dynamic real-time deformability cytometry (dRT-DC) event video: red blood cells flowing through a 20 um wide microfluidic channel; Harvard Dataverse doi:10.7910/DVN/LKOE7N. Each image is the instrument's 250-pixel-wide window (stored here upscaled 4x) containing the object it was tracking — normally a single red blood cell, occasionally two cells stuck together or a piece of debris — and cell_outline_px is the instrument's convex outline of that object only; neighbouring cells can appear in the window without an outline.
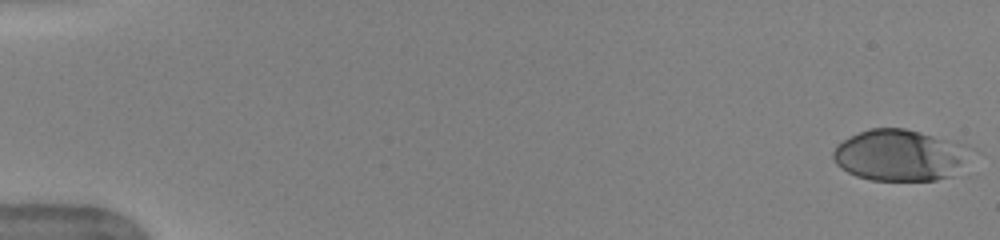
{"species": "human", "species_latin": "Homo sapiens", "temperature_condition": "warm", "stored_images_in_passage": 51, "camera_frame_rate_fps": 3000, "um_per_image_px": 0.085, "donor": {"sex": "female"}, "frame": {"image": 1, "passage_image": 1, "time_ms": 0.0, "image_size_px": [1000, 240], "cell_outline_px": [[972, 148], [948, 176], [936, 180], [872, 180], [856, 176], [840, 168], [836, 164], [832, 156], [832, 152], [836, 144], [860, 132], [872, 128], [904, 128], [968, 144]], "centroid_in_image_um": [76.4, 13.17], "position_along_channel_um": 8.6, "area_um2": 40.46}}
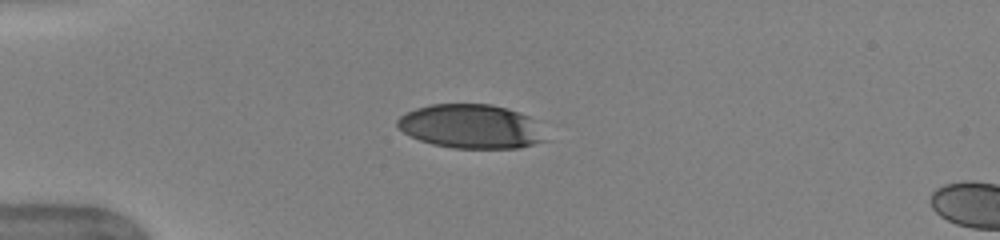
{"frame": {"image": 2, "passage_image": 14, "time_ms": 4.333, "image_size_px": [1000, 240], "cell_outline_px": [[548, 140], [520, 148], [452, 148], [432, 144], [420, 140], [404, 132], [396, 124], [396, 120], [400, 116], [416, 108], [432, 104], [492, 104], [508, 108], [528, 116]], "centroid_in_image_um": [40.01, 10.75], "position_along_channel_um": 45.0, "area_um2": 37.74}}
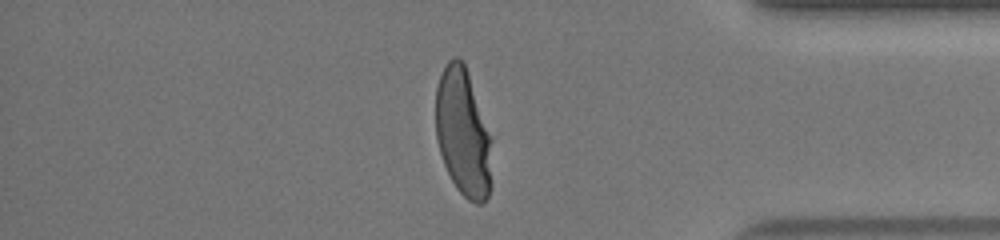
{"frame": {"image": 3, "passage_image": 44, "time_ms": 14.333, "image_size_px": [1000, 240], "cell_outline_px": [[492, 184], [488, 196], [480, 204], [476, 204], [468, 200], [456, 188], [444, 164], [436, 140], [436, 88], [440, 76], [448, 60], [452, 56], [456, 56], [464, 64], [492, 140]], "centroid_in_image_um": [39.37, 11.34], "position_along_channel_um": 395.8, "area_um2": 41.79}, "authors_computed_cell_mechanics": {"area_um2": 43.2922, "velocity_mm_per_s": 3.9967, "shape_relaxation_time_tau1_ms": 3.7608, "shape_relaxation_time_tau2_ms": null, "deformation_change_tau1": 0.2057, "deformation_change_tau2": null}}